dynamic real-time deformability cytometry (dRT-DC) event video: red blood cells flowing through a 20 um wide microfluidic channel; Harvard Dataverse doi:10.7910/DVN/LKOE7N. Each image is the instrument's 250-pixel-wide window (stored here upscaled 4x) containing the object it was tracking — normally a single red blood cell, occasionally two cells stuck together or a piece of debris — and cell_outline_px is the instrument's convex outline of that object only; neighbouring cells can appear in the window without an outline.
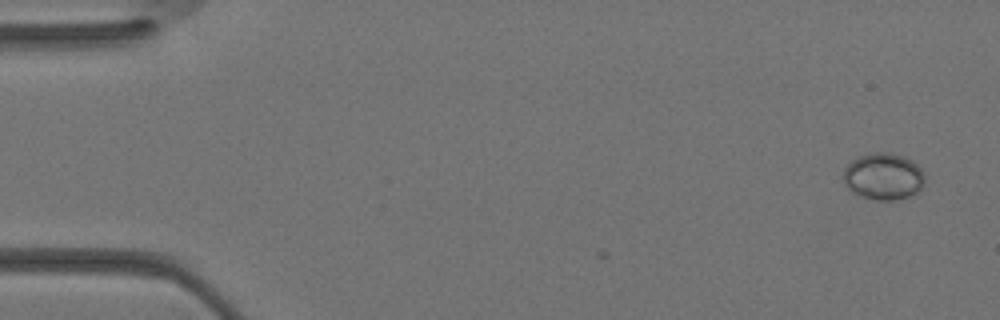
{"species": "Egyptian fruit bat (a non-hibernating species)", "species_latin": "Rousettus aegyptiacus", "temperature_condition": "warm", "stored_images_in_passage": 6, "camera_frame_rate_fps": 3000, "um_per_image_px": 0.085, "animal": {"sex": "female"}, "frame": {"image": 1, "passage_image": 1, "time_ms": 0.0, "image_size_px": [1000, 320], "cell_outline_px": [[924, 184], [920, 192], [896, 200], [876, 200], [860, 196], [852, 192], [844, 184], [844, 168], [852, 160], [860, 156], [872, 152], [888, 152], [904, 156], [912, 160], [924, 172]], "centroid_in_image_um": [75.11, 15.0], "position_along_channel_um": 9.9, "area_um2": 22.43}}